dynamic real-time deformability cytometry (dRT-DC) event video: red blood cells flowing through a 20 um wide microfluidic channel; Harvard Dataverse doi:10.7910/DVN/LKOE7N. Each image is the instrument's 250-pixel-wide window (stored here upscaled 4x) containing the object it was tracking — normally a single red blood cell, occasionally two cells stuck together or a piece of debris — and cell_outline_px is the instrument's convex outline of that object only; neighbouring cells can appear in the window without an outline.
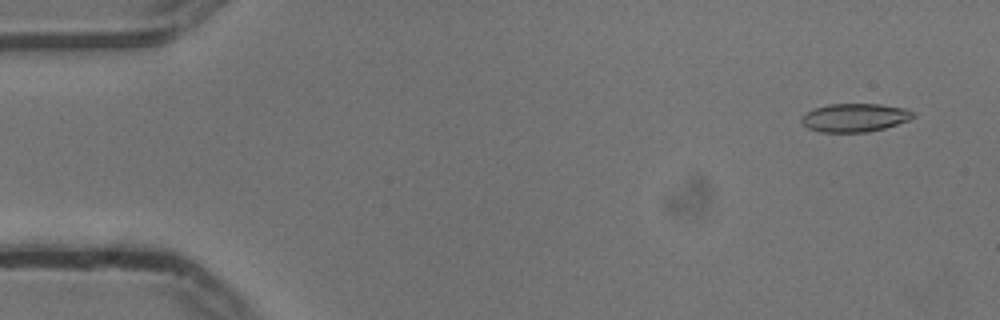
{"species": "common noctule bat (a hibernating species)", "species_latin": "Nyctalus noctula", "temperature_condition": "cold", "stored_images_in_passage": 54, "camera_frame_rate_fps": 3000, "um_per_image_px": 0.085, "animal": {"sex": "male", "body_mass_g": 13.3}, "frame": {"image": 1, "passage_image": 3, "time_ms": 0.667, "image_size_px": [1000, 320], "cell_outline_px": [[916, 116], [908, 120], [884, 128], [868, 132], [820, 132], [808, 128], [800, 120], [804, 112], [812, 108], [828, 104], [880, 104], [904, 108], [912, 112]], "centroid_in_image_um": [72.6, 9.99], "position_along_channel_um": 12.4, "area_um2": 18.5}}
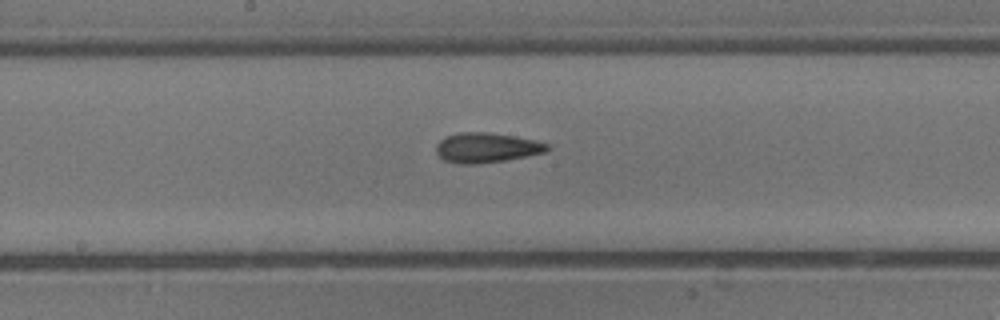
{"frame": {"image": 2, "passage_image": 28, "time_ms": 9.0, "image_size_px": [1000, 320], "cell_outline_px": [[548, 148], [544, 152], [504, 160], [476, 164], [460, 164], [444, 160], [436, 152], [436, 144], [440, 140], [448, 136], [460, 132], [488, 132], [536, 140], [548, 144]], "centroid_in_image_um": [41.31, 12.55], "position_along_channel_um": 206.9, "area_um2": 19.02}}
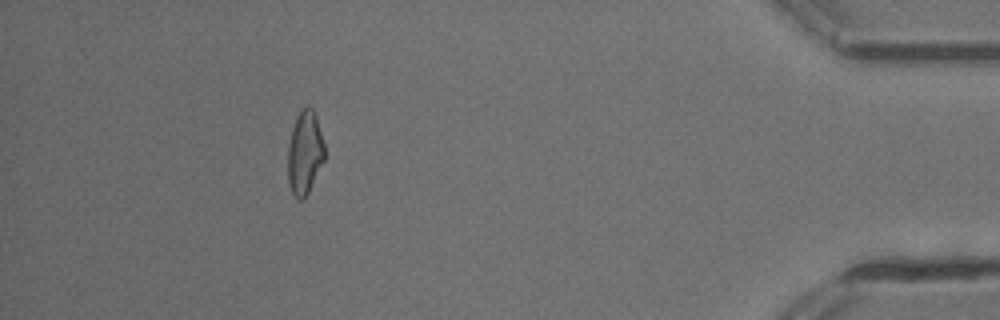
{"frame": {"image": 3, "passage_image": 49, "time_ms": 16.0, "image_size_px": [1000, 320], "cell_outline_px": [[324, 160], [308, 192], [300, 200], [296, 200], [288, 184], [288, 144], [292, 128], [296, 116], [300, 108], [308, 104], [312, 108], [316, 116], [324, 144]], "centroid_in_image_um": [25.89, 12.94], "position_along_channel_um": 409.3, "area_um2": 17.92}, "authors_computed_cell_mechanics": {"area_um2": 18.5249, "velocity_mm_per_s": 3.7538, "shape_relaxation_time_tau1_ms": 5.5247, "shape_relaxation_time_tau2_ms": 3.157, "deformation_change_tau1": 0.1494, "deformation_change_tau2": 0.1213}}